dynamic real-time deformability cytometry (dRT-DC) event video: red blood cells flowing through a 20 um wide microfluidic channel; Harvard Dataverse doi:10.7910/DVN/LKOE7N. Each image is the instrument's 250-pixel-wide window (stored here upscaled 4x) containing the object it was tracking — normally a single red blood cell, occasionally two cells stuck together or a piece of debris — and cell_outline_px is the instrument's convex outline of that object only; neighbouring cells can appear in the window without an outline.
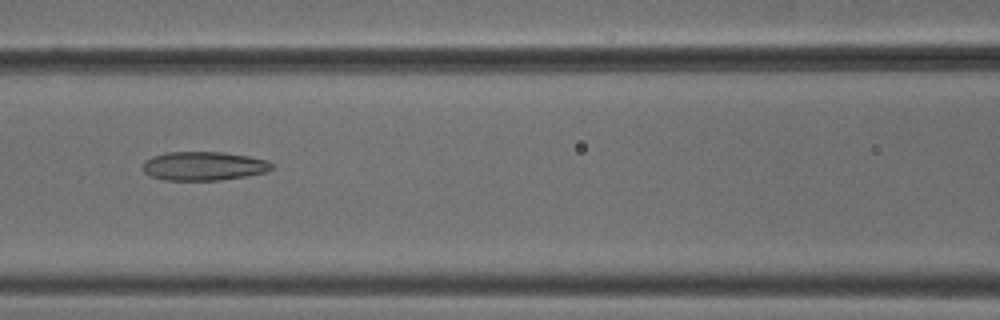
{"species": "common noctule bat (a hibernating species)", "species_latin": "Nyctalus noctula", "temperature_condition": "cold", "stored_images_in_passage": 9, "camera_frame_rate_fps": 3000, "um_per_image_px": 0.085, "animal": {"sex": "male", "body_mass_g": 18.8}, "frame": {"image": 1, "passage_image": 7, "time_ms": 2.0, "image_size_px": [1000, 320], "cell_outline_px": [[276, 164], [272, 168], [264, 172], [244, 176], [220, 180], [164, 180], [148, 176], [144, 172], [144, 160], [152, 156], [164, 152], [224, 152], [248, 156], [268, 160]], "centroid_in_image_um": [17.3, 14.1], "position_along_channel_um": 149.3, "area_um2": 21.79}}
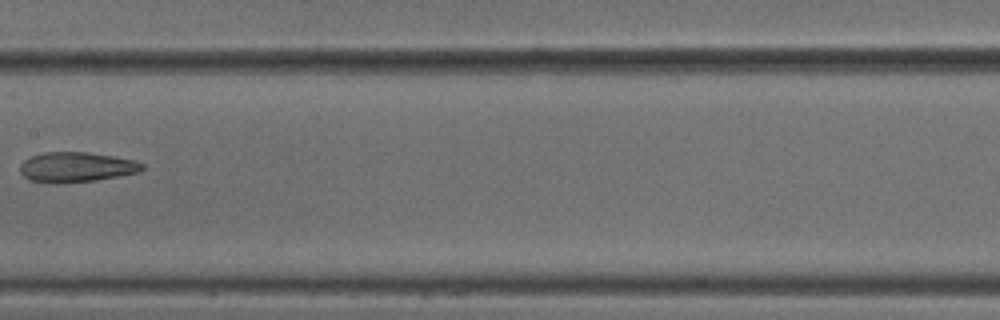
{"frame": {"image": 2, "passage_image": 8, "time_ms": 2.333, "image_size_px": [1000, 320], "cell_outline_px": [[144, 168], [140, 172], [92, 180], [56, 184], [28, 180], [20, 172], [20, 164], [24, 160], [32, 156], [44, 152], [88, 152], [112, 156], [132, 160], [144, 164]], "centroid_in_image_um": [6.44, 14.2], "position_along_channel_um": 201.0, "area_um2": 21.21}}
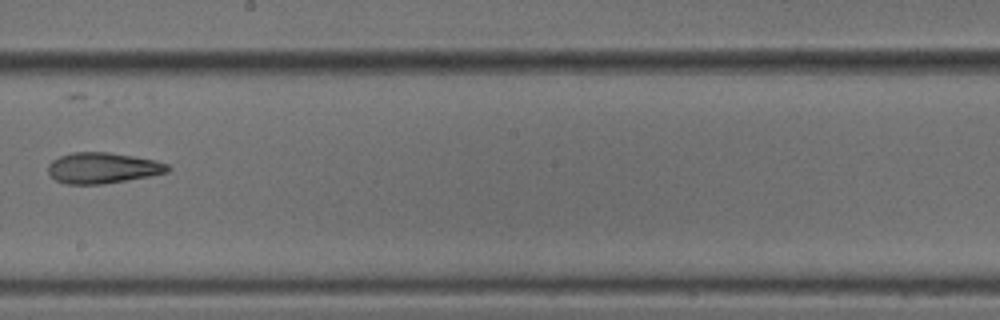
{"frame": {"image": 3, "passage_image": 9, "time_ms": 2.667, "image_size_px": [1000, 320], "cell_outline_px": [[172, 168], [168, 172], [148, 176], [104, 184], [68, 184], [56, 180], [48, 172], [48, 164], [52, 160], [60, 156], [72, 152], [108, 152], [156, 160], [168, 164]], "centroid_in_image_um": [8.73, 14.27], "position_along_channel_um": 239.5, "area_um2": 21.44}}